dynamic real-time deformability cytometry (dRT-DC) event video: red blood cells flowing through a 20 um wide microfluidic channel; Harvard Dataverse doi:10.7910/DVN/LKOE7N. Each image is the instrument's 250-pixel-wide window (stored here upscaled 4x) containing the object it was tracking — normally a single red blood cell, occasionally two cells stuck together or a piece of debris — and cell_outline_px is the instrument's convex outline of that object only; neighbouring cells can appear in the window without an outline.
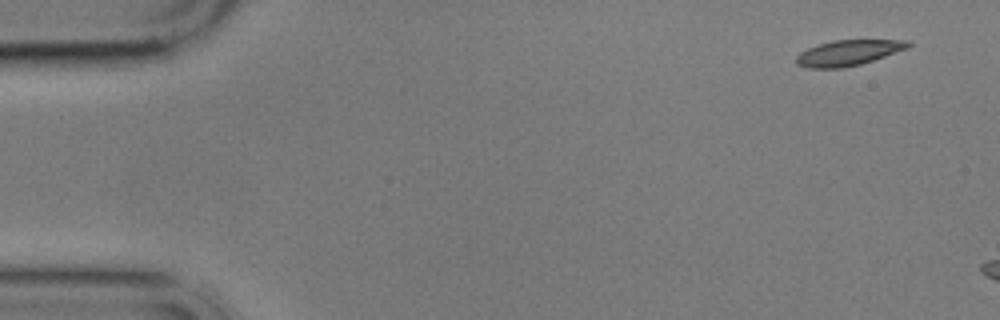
{"species": "common noctule bat (a hibernating species)", "species_latin": "Nyctalus noctula", "temperature_condition": "cold", "stored_images_in_passage": 2, "camera_frame_rate_fps": 3000, "um_per_image_px": 0.085, "animal": {"sex": "male", "body_mass_g": 17.9}, "frame": {"image": 1, "passage_image": 2, "time_ms": 1.333, "image_size_px": [1000, 320], "cell_outline_px": [[912, 44], [908, 48], [860, 64], [840, 68], [808, 68], [796, 64], [796, 56], [800, 52], [808, 48], [832, 40], [908, 40]], "centroid_in_image_um": [72.08, 4.48], "position_along_channel_um": 12.9, "area_um2": 16.47}}